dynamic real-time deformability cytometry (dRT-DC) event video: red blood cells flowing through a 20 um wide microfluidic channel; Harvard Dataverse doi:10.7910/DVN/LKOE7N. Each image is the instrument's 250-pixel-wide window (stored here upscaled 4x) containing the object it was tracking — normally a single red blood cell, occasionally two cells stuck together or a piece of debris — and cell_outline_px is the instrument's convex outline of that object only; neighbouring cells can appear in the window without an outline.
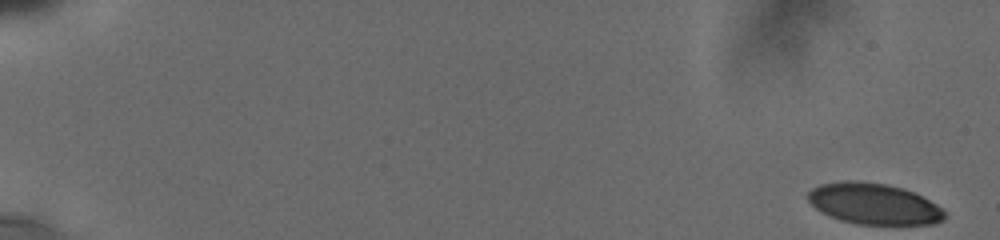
{"species": "human", "species_latin": "Homo sapiens", "temperature_condition": "cold", "stored_images_in_passage": 22, "camera_frame_rate_fps": 3000, "um_per_image_px": 0.085, "donor": {"sex": "male"}, "frame": {"image": 1, "passage_image": 1, "time_ms": 0.0, "image_size_px": [1000, 240], "cell_outline_px": [[944, 220], [932, 224], [856, 224], [840, 220], [828, 216], [820, 212], [804, 196], [812, 188], [820, 184], [844, 180], [860, 180], [884, 184], [900, 188], [912, 192], [936, 204], [944, 212]], "centroid_in_image_um": [74.2, 17.32], "position_along_channel_um": 10.8, "area_um2": 32.66}}
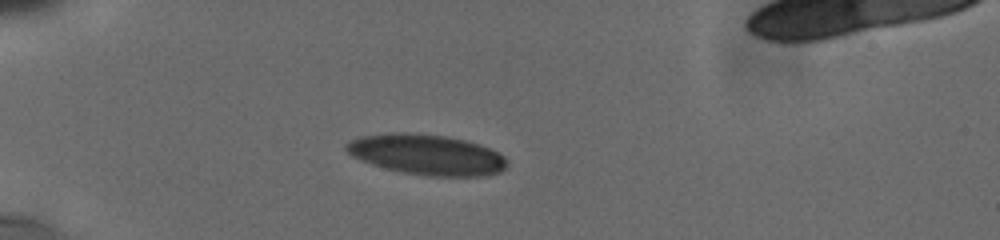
{"frame": {"image": 2, "passage_image": 14, "time_ms": 5.333, "image_size_px": [1000, 240], "cell_outline_px": [[508, 164], [500, 172], [480, 176], [428, 176], [400, 172], [384, 168], [372, 164], [352, 156], [344, 148], [344, 144], [348, 140], [360, 136], [392, 132], [408, 132], [448, 136], [480, 144], [504, 156], [508, 160]], "centroid_in_image_um": [36.24, 13.13], "position_along_channel_um": 48.8, "area_um2": 38.15}}
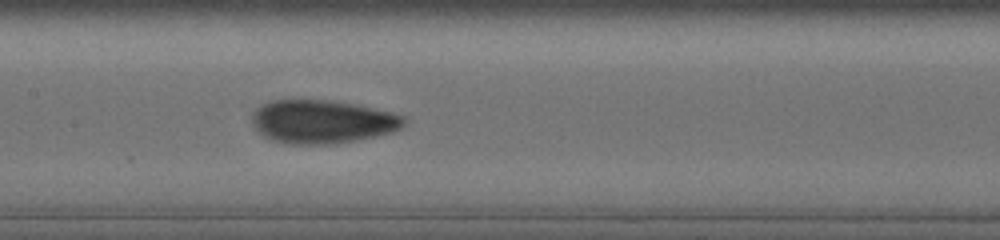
{"frame": {"image": 3, "passage_image": 22, "time_ms": 9.667, "image_size_px": [1000, 240], "cell_outline_px": [[408, 124], [392, 132], [376, 136], [336, 144], [288, 144], [272, 140], [264, 136], [252, 124], [252, 112], [256, 108], [272, 100], [324, 100], [352, 104], [392, 112], [404, 116], [408, 120]], "centroid_in_image_um": [27.41, 10.35], "position_along_channel_um": 180.0, "area_um2": 38.44}}